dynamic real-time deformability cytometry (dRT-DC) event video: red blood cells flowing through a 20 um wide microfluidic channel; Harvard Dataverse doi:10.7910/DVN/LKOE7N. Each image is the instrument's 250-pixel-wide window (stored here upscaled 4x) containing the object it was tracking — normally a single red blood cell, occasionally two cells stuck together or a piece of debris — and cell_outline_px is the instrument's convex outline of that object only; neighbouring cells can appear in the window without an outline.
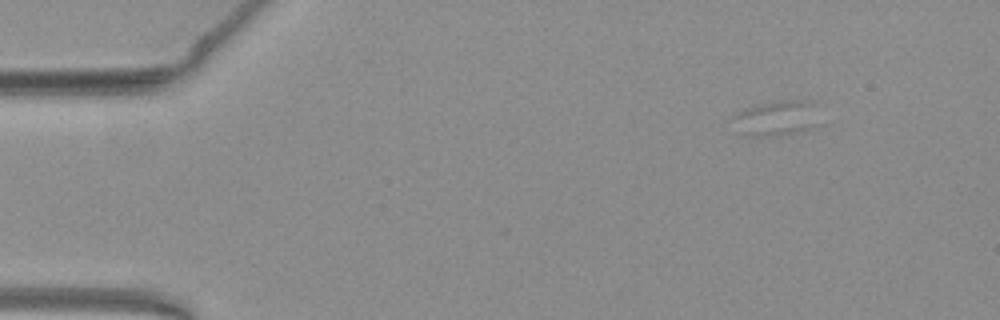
{"species": "common noctule bat (a hibernating species)", "species_latin": "Nyctalus noctula", "temperature_condition": "warm", "stored_images_in_passage": 31, "camera_frame_rate_fps": 3000, "um_per_image_px": 0.085, "animal": {"sex": "female", "body_mass_g": 19.3, "forearm_length_mm": 54.1}, "frame": {"image": 1, "passage_image": 1, "time_ms": 0.0, "image_size_px": [1000, 320], "cell_outline_px": [[816, 124], [808, 128], [776, 136], [748, 136], [744, 132], [732, 116], [736, 112], [744, 108], [756, 104], [772, 100], [816, 100]], "centroid_in_image_um": [66.03, 9.98], "position_along_channel_um": 19.0, "area_um2": 17.51}}
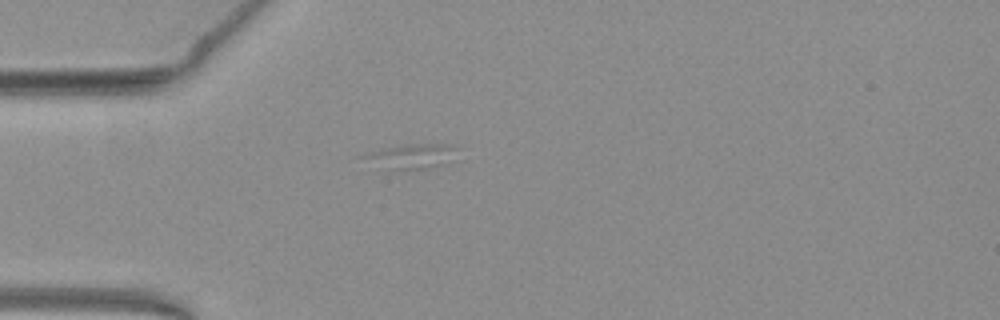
{"frame": {"image": 2, "passage_image": 10, "time_ms": 3.0, "image_size_px": [1000, 320], "cell_outline_px": [[460, 148], [444, 164], [424, 168], [388, 172], [356, 156], [384, 148], [408, 144], [448, 144]], "centroid_in_image_um": [34.86, 13.31], "position_along_channel_um": 50.1, "area_um2": 13.81}}
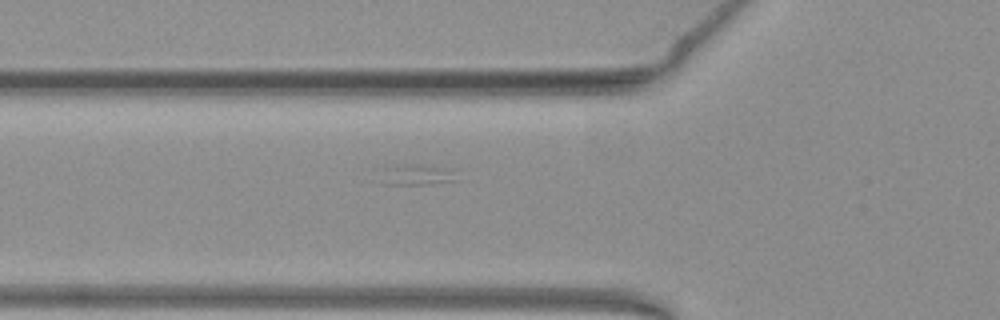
{"frame": {"image": 3, "passage_image": 14, "time_ms": 4.333, "image_size_px": [1000, 320], "cell_outline_px": [[460, 180], [432, 184], [384, 184], [376, 180], [376, 176], [380, 168], [384, 164], [424, 164], [456, 168]], "centroid_in_image_um": [35.36, 14.81], "position_along_channel_um": 90.4, "area_um2": 10.58}}